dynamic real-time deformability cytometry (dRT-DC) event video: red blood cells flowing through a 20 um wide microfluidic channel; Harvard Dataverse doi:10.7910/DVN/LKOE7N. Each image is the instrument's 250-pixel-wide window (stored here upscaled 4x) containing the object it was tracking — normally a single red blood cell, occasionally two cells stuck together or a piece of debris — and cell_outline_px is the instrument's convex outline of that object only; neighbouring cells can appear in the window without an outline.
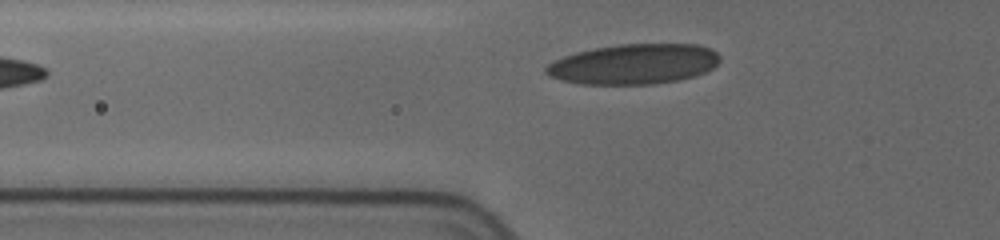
{"species": "human", "species_latin": "Homo sapiens", "temperature_condition": "cold", "stored_images_in_passage": 4, "camera_frame_rate_fps": 3000, "um_per_image_px": 0.085, "donor": {"sex": "female"}, "frame": {"image": 1, "passage_image": 4, "time_ms": 2.667, "image_size_px": [1000, 240], "cell_outline_px": [[720, 60], [712, 68], [696, 76], [676, 80], [652, 84], [580, 84], [548, 76], [544, 72], [544, 68], [548, 64], [564, 56], [576, 52], [592, 48], [616, 44], [696, 44], [712, 48], [720, 56]], "centroid_in_image_um": [53.87, 5.44], "position_along_channel_um": 71.9, "area_um2": 40.81}}